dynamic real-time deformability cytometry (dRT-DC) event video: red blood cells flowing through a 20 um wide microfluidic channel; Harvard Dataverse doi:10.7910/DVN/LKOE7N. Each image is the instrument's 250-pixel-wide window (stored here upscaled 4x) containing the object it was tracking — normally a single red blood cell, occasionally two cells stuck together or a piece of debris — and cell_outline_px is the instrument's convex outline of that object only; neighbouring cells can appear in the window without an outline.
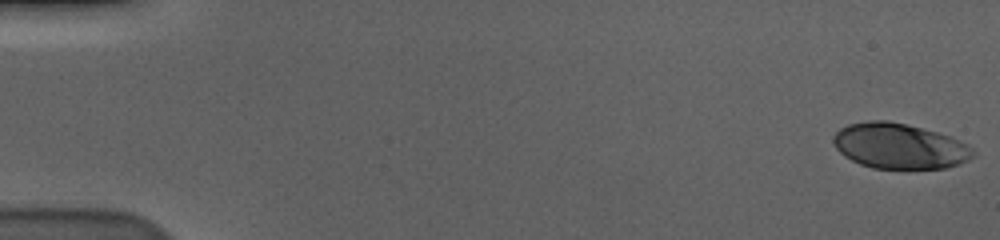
{"species": "human", "species_latin": "Homo sapiens", "temperature_condition": "cold", "stored_images_in_passage": 58, "camera_frame_rate_fps": 3000, "um_per_image_px": 0.085, "donor": {"sex": "male"}, "frame": {"image": 1, "passage_image": 1, "time_ms": 0.0, "image_size_px": [1000, 240], "cell_outline_px": [[976, 152], [968, 160], [960, 164], [944, 168], [872, 168], [860, 164], [844, 156], [836, 148], [832, 140], [832, 136], [840, 128], [848, 124], [868, 120], [888, 120], [908, 124], [952, 136], [968, 144]], "centroid_in_image_um": [76.45, 12.4], "position_along_channel_um": 8.5, "area_um2": 37.22}}
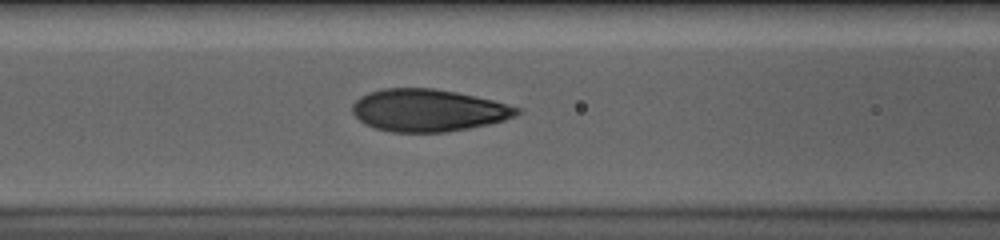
{"frame": {"image": 2, "passage_image": 25, "time_ms": 8.0, "image_size_px": [1000, 240], "cell_outline_px": [[520, 112], [516, 116], [504, 120], [488, 124], [448, 132], [392, 132], [376, 128], [364, 124], [352, 112], [352, 104], [360, 96], [368, 92], [384, 88], [432, 88], [456, 92], [476, 96], [492, 100], [520, 108]], "centroid_in_image_um": [36.37, 9.37], "position_along_channel_um": 130.2, "area_um2": 40.52}}
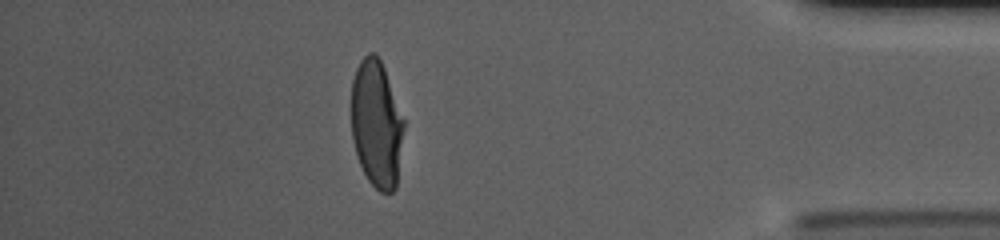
{"frame": {"image": 3, "passage_image": 51, "time_ms": 16.667, "image_size_px": [1000, 240], "cell_outline_px": [[404, 128], [396, 188], [392, 192], [380, 192], [368, 180], [356, 156], [352, 136], [352, 80], [356, 68], [360, 60], [368, 52], [376, 52], [384, 68], [404, 120]], "centroid_in_image_um": [32.0, 10.53], "position_along_channel_um": 403.2, "area_um2": 38.9}, "authors_computed_cell_mechanics": {"area_um2": 40.2577, "velocity_mm_per_s": 3.5978, "shape_relaxation_time_tau1_ms": 4.1003, "shape_relaxation_time_tau2_ms": null, "deformation_change_tau1": 0.194, "deformation_change_tau2": null}}